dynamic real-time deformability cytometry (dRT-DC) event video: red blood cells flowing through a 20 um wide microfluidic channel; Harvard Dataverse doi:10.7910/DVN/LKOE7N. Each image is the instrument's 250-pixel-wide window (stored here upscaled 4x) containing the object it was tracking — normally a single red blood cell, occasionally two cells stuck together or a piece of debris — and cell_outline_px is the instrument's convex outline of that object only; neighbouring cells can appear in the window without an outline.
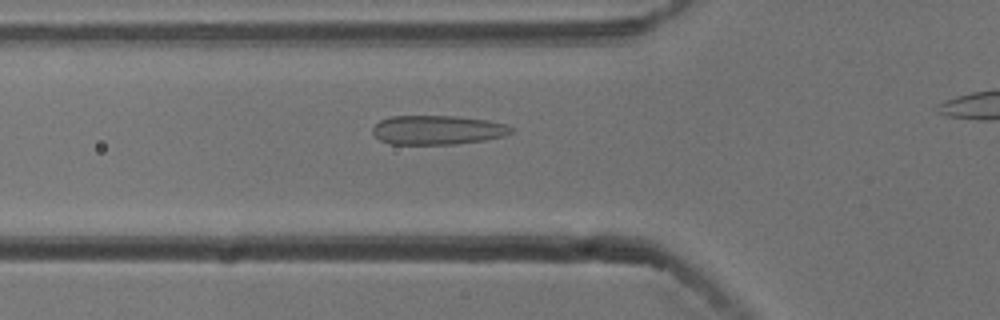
{"species": "common noctule bat (a hibernating species)", "species_latin": "Nyctalus noctula", "temperature_condition": "cold", "stored_images_in_passage": 41, "camera_frame_rate_fps": 3000, "um_per_image_px": 0.085, "animal": {"sex": "male", "body_mass_g": 13.3}, "frame": {"image": 1, "passage_image": 13, "time_ms": 4.0, "image_size_px": [1000, 320], "cell_outline_px": [[516, 132], [504, 136], [484, 140], [456, 144], [388, 144], [380, 140], [372, 132], [372, 128], [380, 120], [392, 116], [456, 116], [488, 120], [508, 124], [516, 128]], "centroid_in_image_um": [37.26, 11.05], "position_along_channel_um": 88.5, "area_um2": 23.87}}
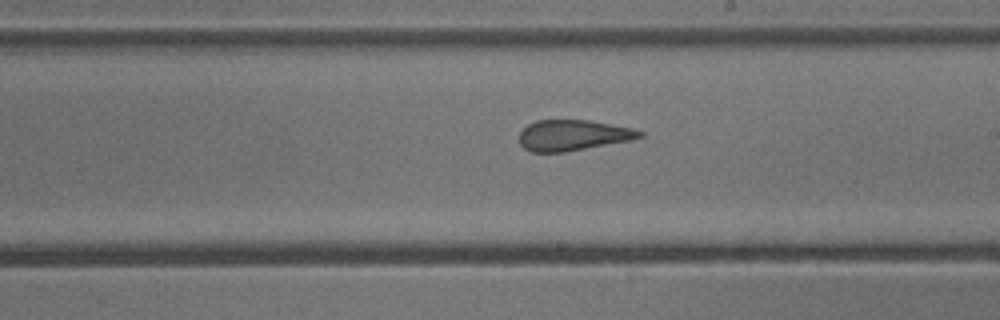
{"frame": {"image": 2, "passage_image": 25, "time_ms": 8.0, "image_size_px": [1000, 320], "cell_outline_px": [[644, 136], [632, 140], [564, 152], [532, 152], [524, 148], [520, 144], [520, 132], [528, 124], [536, 120], [588, 120], [632, 128], [644, 132]], "centroid_in_image_um": [48.71, 11.49], "position_along_channel_um": 240.3, "area_um2": 21.5}}
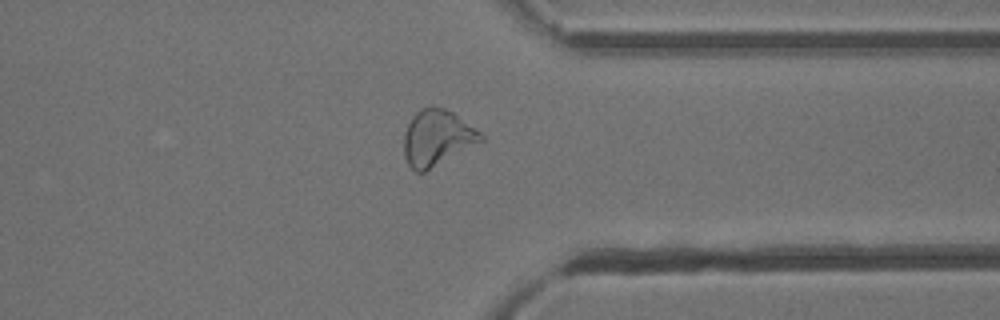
{"frame": {"image": 3, "passage_image": 36, "time_ms": 11.667, "image_size_px": [1000, 320], "cell_outline_px": [[484, 140], [424, 172], [416, 172], [408, 164], [404, 156], [404, 132], [412, 116], [420, 108], [444, 108], [452, 112], [480, 132], [484, 136]], "centroid_in_image_um": [37.13, 11.73], "position_along_channel_um": 374.3, "area_um2": 24.62}, "authors_computed_cell_mechanics": {"area_um2": 23.3512, "velocity_mm_per_s": 3.7714, "shape_relaxation_time_tau1_ms": 10.0098, "shape_relaxation_time_tau2_ms": 1.343, "deformation_change_tau1": 0.2068, "deformation_change_tau2": 0.0887}}